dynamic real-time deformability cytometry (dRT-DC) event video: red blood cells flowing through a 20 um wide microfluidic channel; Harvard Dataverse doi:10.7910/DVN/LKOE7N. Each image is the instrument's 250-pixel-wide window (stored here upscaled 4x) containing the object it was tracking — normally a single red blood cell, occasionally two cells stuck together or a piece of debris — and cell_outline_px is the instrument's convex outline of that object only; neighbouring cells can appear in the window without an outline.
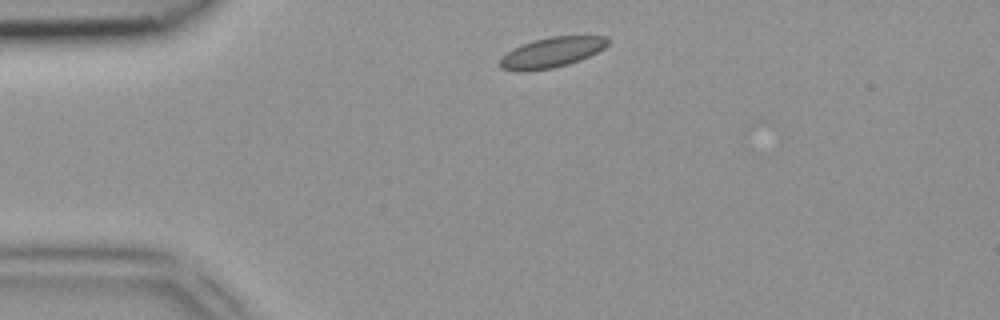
{"species": "common noctule bat (a hibernating species)", "species_latin": "Nyctalus noctula", "temperature_condition": "room temperature", "stored_images_in_passage": 2, "camera_frame_rate_fps": 3000, "um_per_image_px": 0.085, "animal": {"sex": "female", "body_mass_g": 18.4}, "frame": {"image": 1, "passage_image": 1, "time_ms": 0.0, "image_size_px": [1000, 320], "cell_outline_px": [[608, 44], [604, 48], [580, 60], [568, 64], [552, 68], [524, 72], [516, 72], [500, 68], [496, 64], [500, 56], [512, 48], [532, 40], [552, 36], [608, 36]], "centroid_in_image_um": [46.79, 4.47], "position_along_channel_um": 38.2, "area_um2": 19.36}}